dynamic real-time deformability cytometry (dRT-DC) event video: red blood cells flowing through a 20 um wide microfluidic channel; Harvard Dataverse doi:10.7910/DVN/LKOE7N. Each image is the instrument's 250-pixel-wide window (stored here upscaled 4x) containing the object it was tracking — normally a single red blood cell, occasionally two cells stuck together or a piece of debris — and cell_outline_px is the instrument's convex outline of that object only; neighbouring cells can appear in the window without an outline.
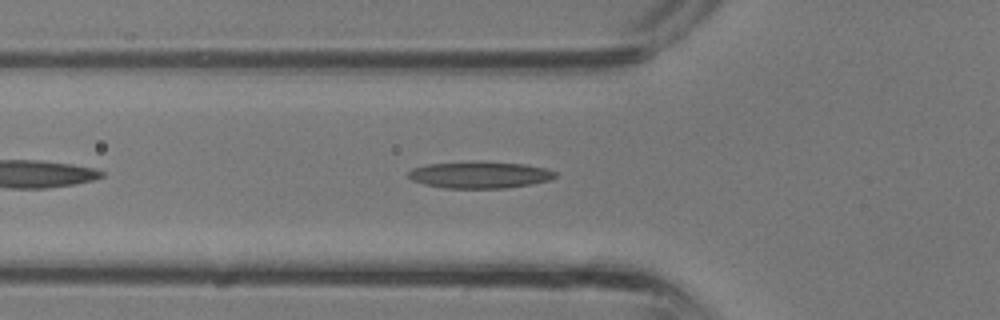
{"species": "common noctule bat (a hibernating species)", "species_latin": "Nyctalus noctula", "temperature_condition": "room temperature", "stored_images_in_passage": 25, "camera_frame_rate_fps": 3000, "um_per_image_px": 0.085, "animal": {"sex": "male", "body_mass_g": 13.3}, "frame": {"image": 1, "passage_image": 4, "time_ms": 1.0, "image_size_px": [1000, 320], "cell_outline_px": [[556, 176], [552, 180], [532, 184], [504, 188], [444, 188], [424, 184], [412, 180], [408, 176], [408, 172], [412, 168], [428, 164], [472, 160], [480, 160], [524, 164], [548, 168], [556, 172]], "centroid_in_image_um": [40.8, 14.84], "position_along_channel_um": 85.0, "area_um2": 23.41}}
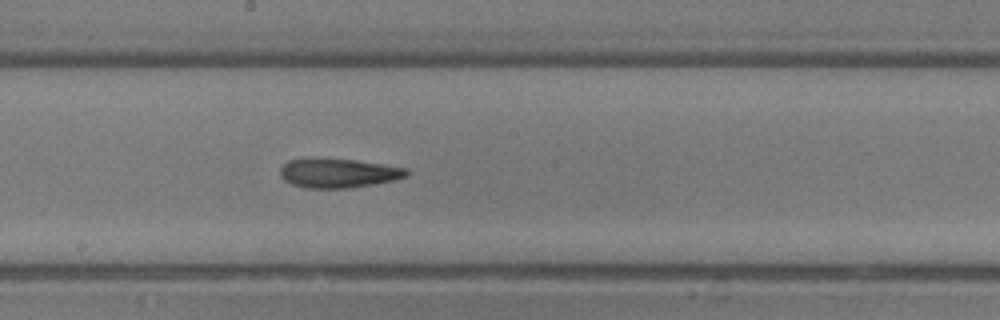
{"frame": {"image": 2, "passage_image": 11, "time_ms": 3.333, "image_size_px": [1000, 320], "cell_outline_px": [[408, 172], [404, 176], [392, 180], [372, 184], [348, 188], [308, 188], [292, 184], [284, 180], [280, 176], [280, 168], [288, 160], [308, 156], [316, 156], [356, 160], [408, 168]], "centroid_in_image_um": [28.66, 14.67], "position_along_channel_um": 219.5, "area_um2": 21.91}}
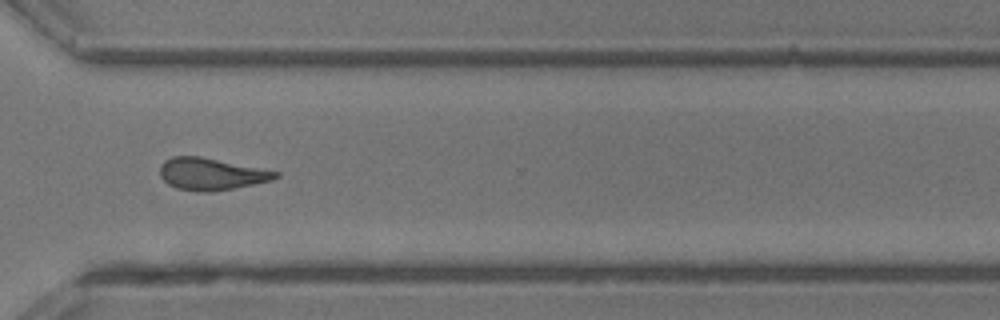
{"frame": {"image": 3, "passage_image": 18, "time_ms": 5.667, "image_size_px": [1000, 320], "cell_outline_px": [[280, 176], [272, 180], [232, 188], [208, 192], [200, 192], [176, 188], [168, 184], [160, 176], [160, 164], [164, 160], [172, 156], [200, 156], [280, 172]], "centroid_in_image_um": [17.92, 14.78], "position_along_channel_um": 352.7, "area_um2": 21.44}}